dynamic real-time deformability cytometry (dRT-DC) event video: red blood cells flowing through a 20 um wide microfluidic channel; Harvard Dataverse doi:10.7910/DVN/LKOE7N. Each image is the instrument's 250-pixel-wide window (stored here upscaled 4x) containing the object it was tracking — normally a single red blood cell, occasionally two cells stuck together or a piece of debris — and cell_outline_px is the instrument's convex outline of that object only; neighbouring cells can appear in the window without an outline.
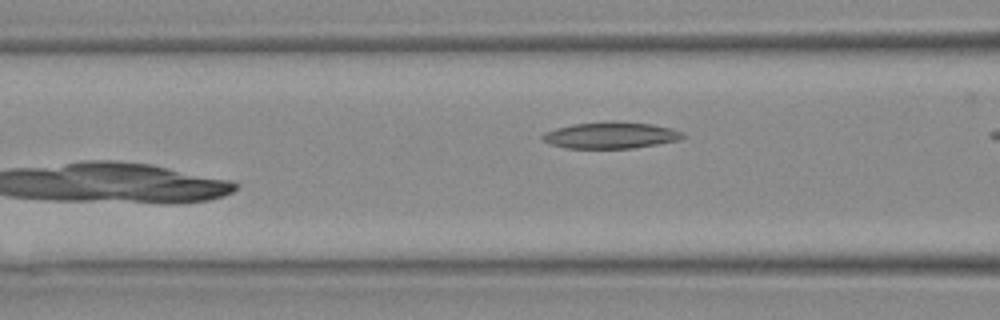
{"species": "Egyptian fruit bat (a non-hibernating species)", "species_latin": "Rousettus aegyptiacus", "temperature_condition": "warm", "stored_images_in_passage": 5, "camera_frame_rate_fps": 3000, "um_per_image_px": 0.085, "animal": {"sex": "female"}, "frame": {"image": 1, "passage_image": 5, "time_ms": 1.333, "image_size_px": [1000, 320], "cell_outline_px": [[688, 136], [680, 140], [632, 148], [564, 148], [548, 144], [540, 136], [544, 132], [556, 128], [572, 124], [652, 124], [684, 132]], "centroid_in_image_um": [51.89, 11.55], "position_along_channel_um": 114.7, "area_um2": 20.75}}